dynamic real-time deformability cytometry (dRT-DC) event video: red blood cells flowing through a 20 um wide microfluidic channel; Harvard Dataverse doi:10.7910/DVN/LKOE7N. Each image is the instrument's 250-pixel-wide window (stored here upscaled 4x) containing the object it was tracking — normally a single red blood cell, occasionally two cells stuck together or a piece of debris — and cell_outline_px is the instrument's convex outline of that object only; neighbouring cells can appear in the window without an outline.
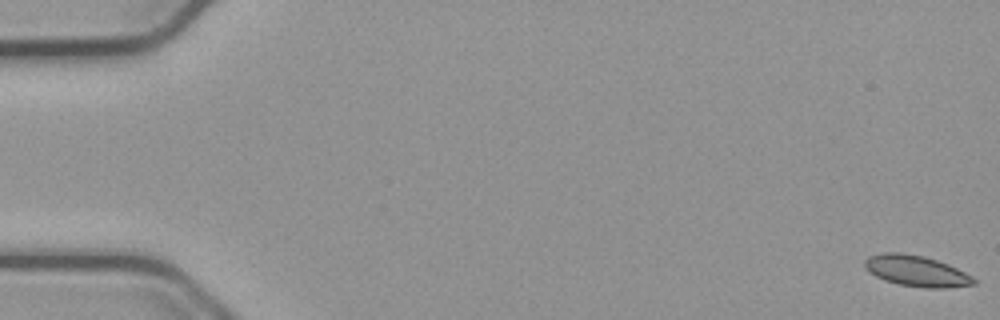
{"species": "common noctule bat (a hibernating species)", "species_latin": "Nyctalus noctula", "temperature_condition": "cold", "stored_images_in_passage": 56, "camera_frame_rate_fps": 3000, "um_per_image_px": 0.085, "animal": {"sex": "male", "body_mass_g": 23.1, "forearm_length_mm": 52.7}, "frame": {"image": 1, "passage_image": 1, "time_ms": 0.0, "image_size_px": [1000, 320], "cell_outline_px": [[976, 284], [948, 288], [924, 288], [900, 284], [884, 280], [868, 272], [864, 268], [864, 260], [868, 256], [884, 252], [900, 252], [924, 256], [948, 264], [972, 276], [976, 280]], "centroid_in_image_um": [77.87, 23.03], "position_along_channel_um": 7.1, "area_um2": 19.77}}
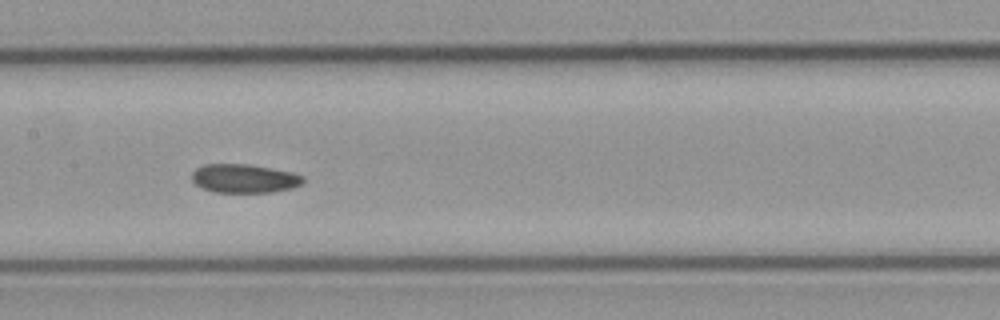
{"frame": {"image": 2, "passage_image": 28, "time_ms": 9.0, "image_size_px": [1000, 320], "cell_outline_px": [[304, 184], [292, 188], [272, 192], [216, 192], [204, 188], [196, 184], [192, 180], [192, 172], [196, 168], [204, 164], [248, 164], [272, 168], [292, 172], [304, 176]], "centroid_in_image_um": [20.8, 15.16], "position_along_channel_um": 186.6, "area_um2": 18.67}}
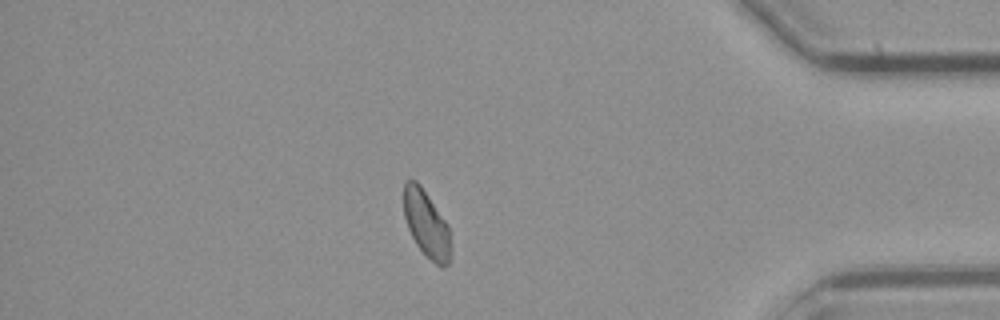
{"frame": {"image": 3, "passage_image": 48, "time_ms": 15.667, "image_size_px": [1000, 320], "cell_outline_px": [[452, 248], [448, 264], [436, 264], [416, 244], [408, 228], [404, 216], [404, 180], [416, 180], [420, 184], [448, 224]], "centroid_in_image_um": [36.25, 19.0], "position_along_channel_um": 398.9, "area_um2": 18.09}, "authors_computed_cell_mechanics": {"area_um2": 19.1896, "velocity_mm_per_s": 3.7425, "shape_relaxation_time_tau1_ms": null, "shape_relaxation_time_tau2_ms": 8.2079, "deformation_change_tau1": null, "deformation_change_tau2": 0.1003}}